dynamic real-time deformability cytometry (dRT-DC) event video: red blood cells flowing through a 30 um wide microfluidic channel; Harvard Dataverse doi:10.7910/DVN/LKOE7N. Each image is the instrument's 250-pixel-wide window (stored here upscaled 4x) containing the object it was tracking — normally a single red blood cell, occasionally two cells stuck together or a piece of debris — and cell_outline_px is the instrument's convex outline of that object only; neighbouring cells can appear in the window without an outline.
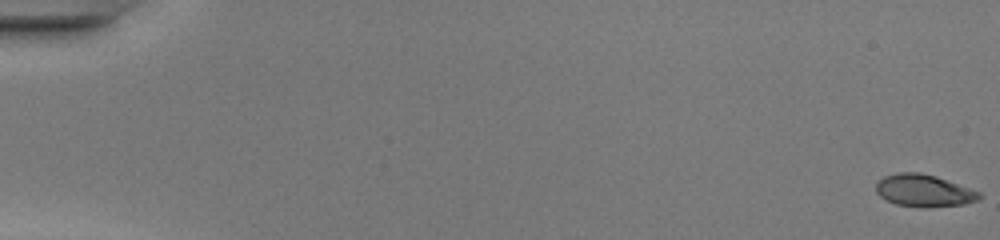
{"species": "common noctule bat (a hibernating species)", "species_latin": "Nyctalus noctula", "temperature_condition": "warm", "stored_images_in_passage": 50, "camera_frame_rate_fps": 3000, "um_per_image_px": 0.085, "animal": {"sex": "female", "body_mass_g": 20.0, "forearm_length_mm": 54.0}, "frame": {"image": 1, "passage_image": 1, "time_ms": 0.0, "image_size_px": [1000, 240], "cell_outline_px": [[984, 196], [980, 200], [964, 204], [924, 208], [896, 204], [880, 196], [876, 192], [876, 184], [884, 176], [896, 172], [920, 172], [936, 176], [980, 192]], "centroid_in_image_um": [78.55, 16.2], "position_along_channel_um": 6.4, "area_um2": 19.48}}
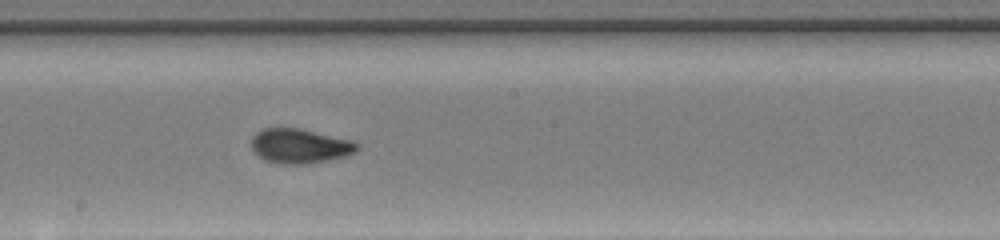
{"frame": {"image": 2, "passage_image": 29, "time_ms": 9.333, "image_size_px": [1000, 240], "cell_outline_px": [[360, 148], [356, 152], [344, 156], [308, 164], [280, 164], [264, 160], [252, 148], [252, 136], [256, 132], [264, 128], [300, 128], [356, 140], [360, 144]], "centroid_in_image_um": [25.54, 12.4], "position_along_channel_um": 222.7, "area_um2": 21.56}}
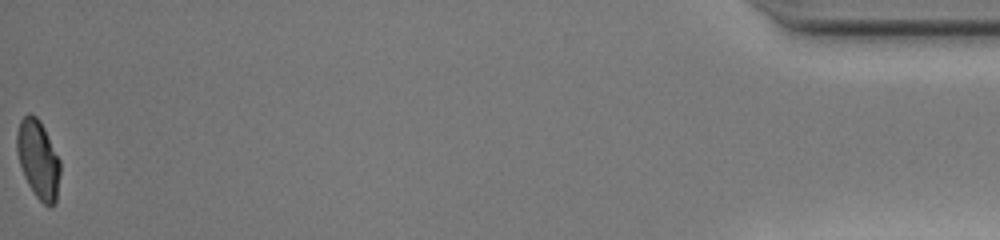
{"frame": {"image": 3, "passage_image": 50, "time_ms": 16.333, "image_size_px": [1000, 240], "cell_outline_px": [[60, 172], [56, 200], [52, 208], [48, 208], [36, 196], [28, 184], [24, 176], [16, 152], [16, 132], [20, 120], [28, 112], [36, 116], [40, 120], [60, 160]], "centroid_in_image_um": [3.24, 13.54], "position_along_channel_um": 432.0, "area_um2": 19.88}, "authors_computed_cell_mechanics": {"area_um2": 20.1144, "velocity_mm_per_s": 4.3053, "shape_relaxation_time_tau1_ms": 8.0833, "shape_relaxation_time_tau2_ms": null, "deformation_change_tau1": 0.2995, "deformation_change_tau2": null}}